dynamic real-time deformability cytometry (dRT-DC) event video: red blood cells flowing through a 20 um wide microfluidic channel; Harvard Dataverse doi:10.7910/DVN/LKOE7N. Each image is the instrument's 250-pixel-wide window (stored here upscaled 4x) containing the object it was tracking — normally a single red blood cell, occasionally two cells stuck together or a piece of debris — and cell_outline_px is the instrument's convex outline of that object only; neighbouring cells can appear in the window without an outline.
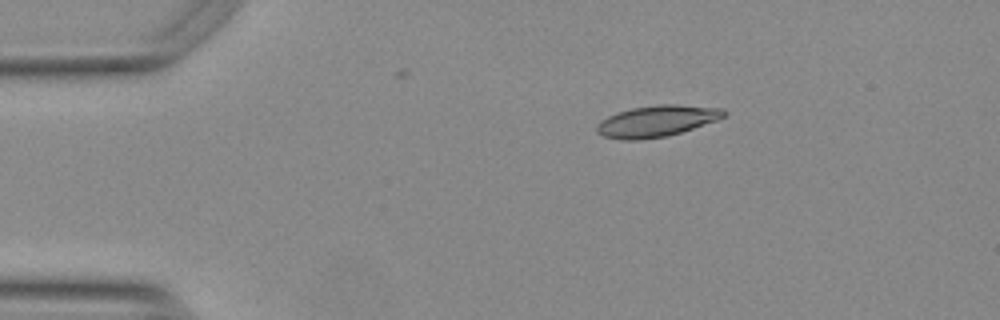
{"species": "Egyptian fruit bat (a non-hibernating species)", "species_latin": "Rousettus aegyptiacus", "temperature_condition": "warm", "stored_images_in_passage": 5, "camera_frame_rate_fps": 3000, "um_per_image_px": 0.085, "animal": {"sex": "female"}, "frame": {"image": 1, "passage_image": 1, "time_ms": 0.0, "image_size_px": [1000, 320], "cell_outline_px": [[728, 112], [724, 116], [716, 120], [668, 136], [636, 140], [624, 140], [604, 136], [596, 132], [596, 124], [600, 120], [616, 112], [632, 108], [656, 104], [680, 104], [724, 108]], "centroid_in_image_um": [55.8, 10.27], "position_along_channel_um": 29.2, "area_um2": 23.29}}